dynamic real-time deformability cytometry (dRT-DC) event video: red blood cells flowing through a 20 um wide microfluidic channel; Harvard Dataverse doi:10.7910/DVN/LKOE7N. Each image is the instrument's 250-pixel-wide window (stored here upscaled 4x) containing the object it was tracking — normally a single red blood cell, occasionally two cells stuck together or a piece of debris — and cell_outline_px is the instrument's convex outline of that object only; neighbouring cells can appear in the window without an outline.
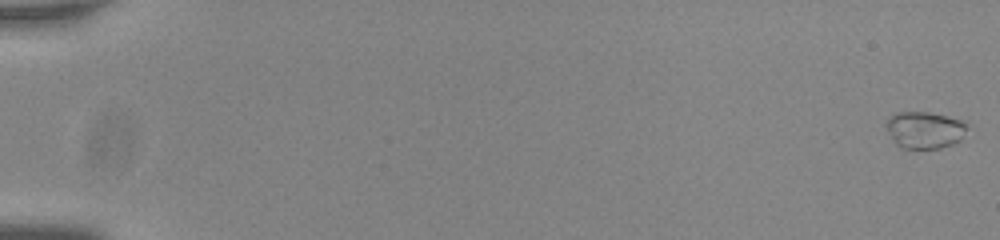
{"species": "common noctule bat (a hibernating species)", "species_latin": "Nyctalus noctula", "temperature_condition": "room temperature", "stored_images_in_passage": 13, "camera_frame_rate_fps": 3000, "um_per_image_px": 0.085, "animal": {"sex": "male", "body_mass_g": 20.0, "forearm_length_mm": 53.3}, "frame": {"image": 1, "passage_image": 1, "time_ms": 0.0, "image_size_px": [1000, 240], "cell_outline_px": [[972, 124], [960, 140], [952, 144], [940, 148], [904, 148], [896, 144], [892, 140], [884, 124], [888, 116], [896, 112], [928, 112], [968, 120]], "centroid_in_image_um": [78.65, 11.01], "position_along_channel_um": 6.4, "area_um2": 17.98}}